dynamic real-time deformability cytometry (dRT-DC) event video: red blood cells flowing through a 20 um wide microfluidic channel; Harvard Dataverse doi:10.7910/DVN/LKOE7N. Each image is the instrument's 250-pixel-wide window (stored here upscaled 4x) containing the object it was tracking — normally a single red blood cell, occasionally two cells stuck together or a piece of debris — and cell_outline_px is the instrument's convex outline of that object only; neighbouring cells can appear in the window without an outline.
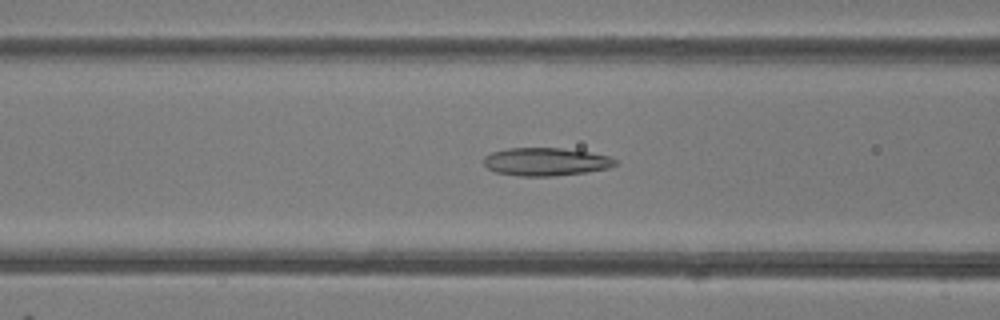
{"species": "common noctule bat (a hibernating species)", "species_latin": "Nyctalus noctula", "temperature_condition": "room temperature", "stored_images_in_passage": 49, "camera_frame_rate_fps": 3000, "um_per_image_px": 0.085, "animal": {"sex": "female"}, "frame": {"image": 1, "passage_image": 20, "time_ms": 6.333, "image_size_px": [1000, 320], "cell_outline_px": [[616, 164], [608, 168], [588, 172], [556, 176], [520, 176], [496, 172], [488, 168], [484, 164], [484, 156], [492, 152], [508, 148], [560, 148], [588, 152], [608, 156], [616, 160]], "centroid_in_image_um": [46.38, 13.75], "position_along_channel_um": 120.2, "area_um2": 21.39}}
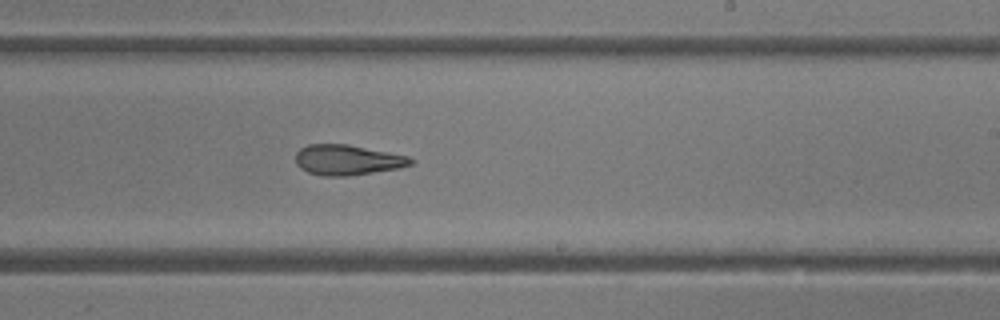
{"frame": {"image": 2, "passage_image": 30, "time_ms": 9.667, "image_size_px": [1000, 320], "cell_outline_px": [[416, 160], [412, 164], [400, 168], [348, 176], [320, 176], [308, 172], [300, 168], [296, 164], [296, 152], [300, 148], [308, 144], [348, 144], [408, 156]], "centroid_in_image_um": [29.52, 13.6], "position_along_channel_um": 259.5, "area_um2": 20.46}}
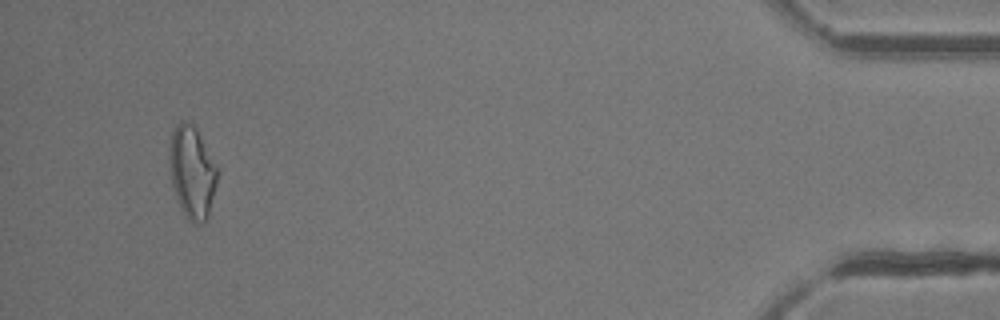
{"frame": {"image": 3, "passage_image": 47, "time_ms": 15.333, "image_size_px": [1000, 320], "cell_outline_px": [[216, 184], [208, 220], [204, 224], [200, 224], [188, 220], [180, 208], [172, 184], [168, 160], [168, 156], [172, 132], [176, 124], [180, 120], [184, 120], [192, 124], [196, 128], [216, 164]], "centroid_in_image_um": [16.31, 14.65], "position_along_channel_um": 418.9, "area_um2": 25.84}, "authors_computed_cell_mechanics": {"area_um2": 22.831, "velocity_mm_per_s": 4.1952, "shape_relaxation_time_tau1_ms": 9.3066, "shape_relaxation_time_tau2_ms": 3.1011, "deformation_change_tau1": 0.2027, "deformation_change_tau2": 0.1269}}